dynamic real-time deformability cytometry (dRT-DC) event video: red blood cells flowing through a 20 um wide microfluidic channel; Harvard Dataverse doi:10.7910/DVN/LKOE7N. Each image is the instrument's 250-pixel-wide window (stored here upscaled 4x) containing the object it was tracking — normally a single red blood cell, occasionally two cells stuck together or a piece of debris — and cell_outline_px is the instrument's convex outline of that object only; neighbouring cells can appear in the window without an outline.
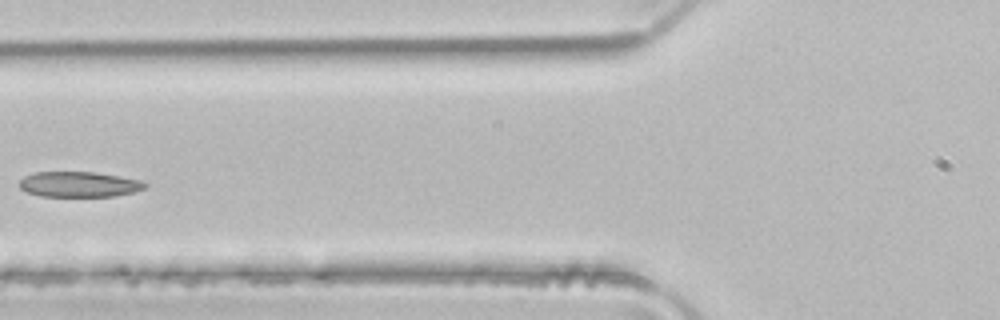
{"species": "common noctule bat (a hibernating species)", "species_latin": "Nyctalus noctula", "temperature_condition": "room temperature", "stored_images_in_passage": 5, "camera_frame_rate_fps": 3000, "um_per_image_px": 0.085, "animal": {"sex": "male", "body_mass_g": 21.5, "forearm_length_mm": 52.0}, "frame": {"image": 1, "passage_image": 5, "time_ms": 1.333, "image_size_px": [1000, 320], "cell_outline_px": [[148, 184], [144, 188], [132, 192], [116, 196], [40, 196], [28, 192], [20, 188], [16, 184], [24, 176], [32, 172], [92, 172], [120, 176], [140, 180]], "centroid_in_image_um": [6.67, 15.66], "position_along_channel_um": 119.1, "area_um2": 18.61}}